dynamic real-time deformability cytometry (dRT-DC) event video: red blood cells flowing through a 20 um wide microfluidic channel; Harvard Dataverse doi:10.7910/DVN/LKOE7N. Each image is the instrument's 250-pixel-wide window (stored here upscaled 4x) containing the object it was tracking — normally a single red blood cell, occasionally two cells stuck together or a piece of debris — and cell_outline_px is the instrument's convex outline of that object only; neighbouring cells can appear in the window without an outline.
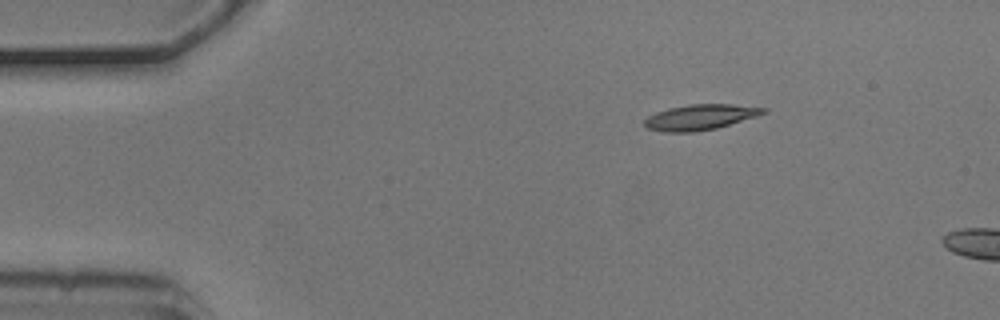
{"species": "common noctule bat (a hibernating species)", "species_latin": "Nyctalus noctula", "temperature_condition": "cold", "stored_images_in_passage": 3, "camera_frame_rate_fps": 3000, "um_per_image_px": 0.085, "animal": {"sex": "male", "body_mass_g": 20.5, "forearm_length_mm": 52.5}, "frame": {"image": 1, "passage_image": 1, "time_ms": 0.0, "image_size_px": [1000, 320], "cell_outline_px": [[768, 112], [756, 116], [716, 128], [696, 132], [664, 132], [648, 128], [644, 124], [644, 120], [648, 116], [656, 112], [668, 108], [688, 104], [732, 104], [768, 108]], "centroid_in_image_um": [59.52, 9.95], "position_along_channel_um": 25.5, "area_um2": 17.63}}